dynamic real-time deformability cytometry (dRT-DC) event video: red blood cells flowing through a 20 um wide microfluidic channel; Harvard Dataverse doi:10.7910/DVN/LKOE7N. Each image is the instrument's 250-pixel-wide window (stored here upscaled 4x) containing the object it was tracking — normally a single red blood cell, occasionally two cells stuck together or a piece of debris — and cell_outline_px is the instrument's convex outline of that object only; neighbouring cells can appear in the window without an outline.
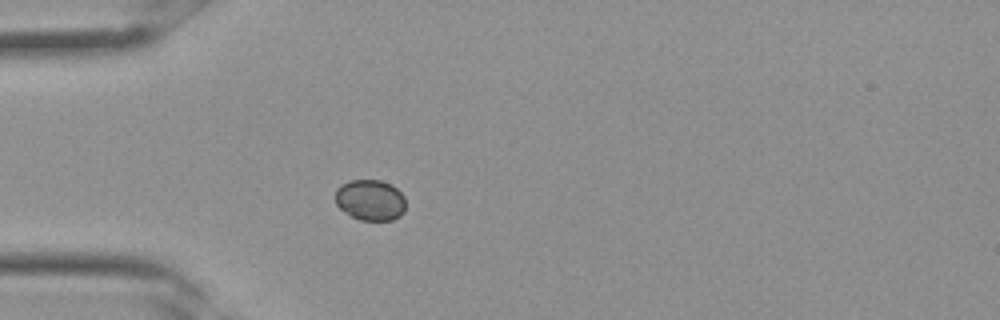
{"species": "Egyptian fruit bat (a non-hibernating species)", "species_latin": "Rousettus aegyptiacus", "temperature_condition": "room temperature", "stored_images_in_passage": 25, "camera_frame_rate_fps": 3000, "um_per_image_px": 0.085, "frame": {"image": 1, "passage_image": 1, "time_ms": 0.0, "image_size_px": [1000, 320], "cell_outline_px": [[404, 212], [400, 216], [392, 220], [360, 220], [344, 212], [336, 204], [336, 188], [340, 184], [352, 180], [380, 180], [392, 184], [404, 196]], "centroid_in_image_um": [31.47, 17.0], "position_along_channel_um": 53.5, "area_um2": 16.82}}
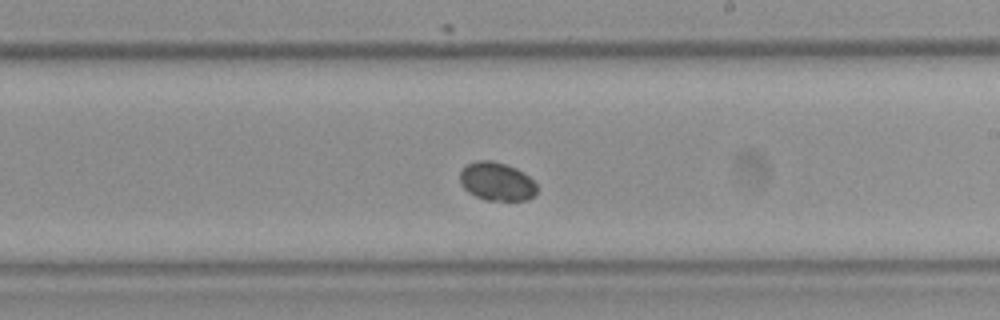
{"frame": {"image": 2, "passage_image": 11, "time_ms": 3.333, "image_size_px": [1000, 320], "cell_outline_px": [[536, 196], [528, 200], [484, 200], [468, 192], [460, 184], [460, 172], [468, 164], [476, 160], [492, 160], [516, 168], [524, 172], [536, 184]], "centroid_in_image_um": [42.23, 15.43], "position_along_channel_um": 246.8, "area_um2": 17.28}}
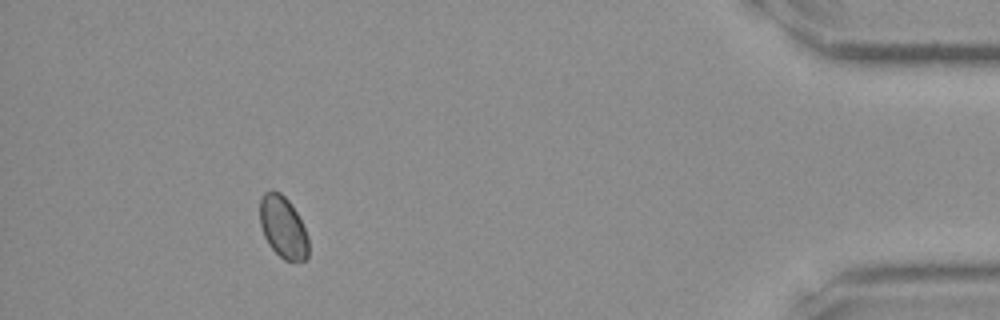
{"frame": {"image": 3, "passage_image": 22, "time_ms": 7.0, "image_size_px": [1000, 320], "cell_outline_px": [[308, 256], [304, 260], [284, 260], [268, 244], [264, 236], [260, 224], [260, 200], [264, 192], [272, 188], [280, 192], [288, 200], [296, 212], [308, 236]], "centroid_in_image_um": [24.04, 19.28], "position_along_channel_um": 411.2, "area_um2": 17.46}}